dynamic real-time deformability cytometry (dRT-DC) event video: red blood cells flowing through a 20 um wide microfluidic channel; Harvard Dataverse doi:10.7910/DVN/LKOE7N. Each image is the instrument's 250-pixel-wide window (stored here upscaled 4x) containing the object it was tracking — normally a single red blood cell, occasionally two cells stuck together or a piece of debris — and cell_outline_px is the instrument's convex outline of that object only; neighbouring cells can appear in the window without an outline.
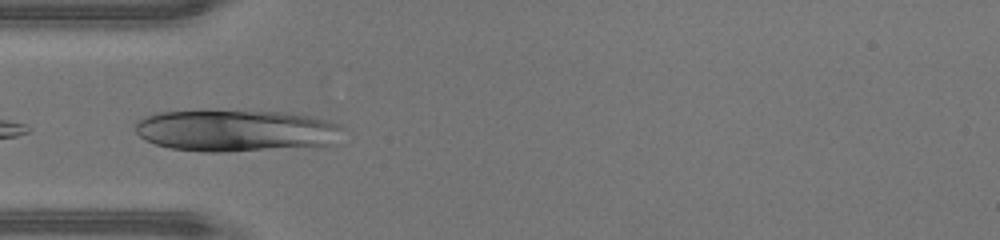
{"species": "human", "species_latin": "Homo sapiens", "temperature_condition": "warm", "stored_images_in_passage": 43, "camera_frame_rate_fps": 3000, "um_per_image_px": 0.085, "donor": {"sex": "male"}, "frame": {"image": 1, "passage_image": 13, "time_ms": 4.0, "image_size_px": [1000, 240], "cell_outline_px": [[340, 128], [328, 144], [316, 148], [224, 152], [208, 152], [172, 148], [156, 144], [140, 136], [136, 132], [136, 120], [144, 116], [156, 112], [208, 108], [284, 112], [308, 116], [328, 120], [340, 124]], "centroid_in_image_um": [19.98, 11.07], "position_along_channel_um": 65.0, "area_um2": 51.85}}
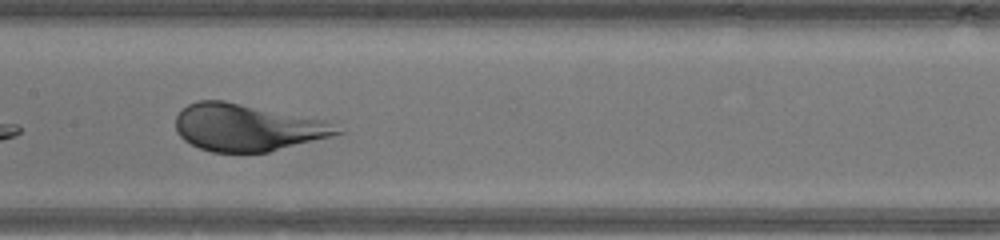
{"frame": {"image": 2, "passage_image": 21, "time_ms": 6.667, "image_size_px": [1000, 240], "cell_outline_px": [[344, 132], [332, 136], [268, 152], [212, 152], [200, 148], [184, 140], [176, 132], [176, 116], [188, 104], [196, 100], [224, 100], [320, 120]], "centroid_in_image_um": [20.91, 10.84], "position_along_channel_um": 186.5, "area_um2": 43.41}}
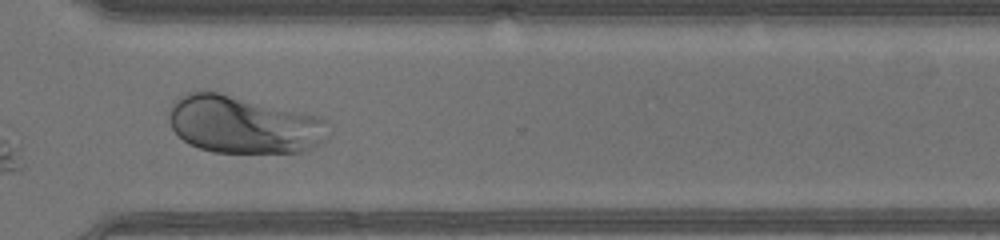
{"frame": {"image": 3, "passage_image": 32, "time_ms": 10.333, "image_size_px": [1000, 240], "cell_outline_px": [[328, 140], [304, 152], [212, 152], [188, 144], [172, 128], [168, 120], [168, 112], [172, 104], [176, 100], [188, 92], [220, 92], [320, 116], [328, 120]], "centroid_in_image_um": [20.74, 10.6], "position_along_channel_um": 349.9, "area_um2": 53.7}}